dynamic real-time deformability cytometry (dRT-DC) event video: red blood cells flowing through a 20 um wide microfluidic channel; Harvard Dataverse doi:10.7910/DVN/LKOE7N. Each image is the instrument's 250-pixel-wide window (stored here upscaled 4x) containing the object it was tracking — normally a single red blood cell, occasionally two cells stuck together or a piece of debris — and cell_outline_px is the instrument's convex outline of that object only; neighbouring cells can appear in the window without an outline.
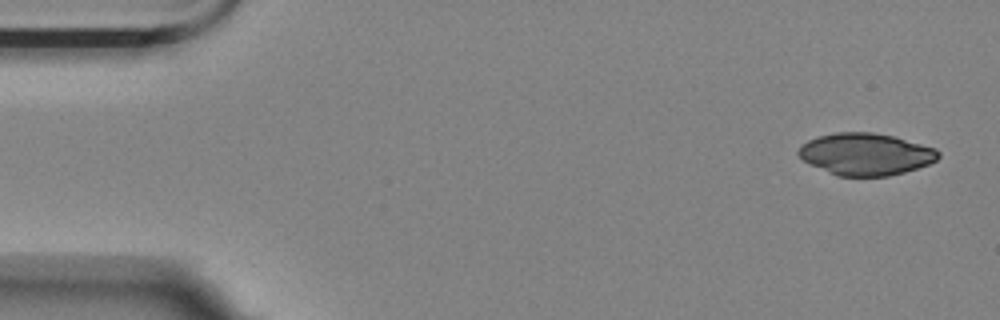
{"species": "Egyptian fruit bat (a non-hibernating species)", "species_latin": "Rousettus aegyptiacus", "temperature_condition": "room temperature", "stored_images_in_passage": 4, "camera_frame_rate_fps": 3000, "um_per_image_px": 0.085, "animal": {"sex": "female"}, "frame": {"image": 1, "passage_image": 1, "time_ms": 0.0, "image_size_px": [1000, 320], "cell_outline_px": [[940, 156], [936, 160], [928, 164], [904, 172], [888, 176], [836, 176], [804, 160], [796, 152], [808, 140], [816, 136], [836, 132], [872, 132], [892, 136], [936, 148], [940, 152]], "centroid_in_image_um": [73.59, 13.1], "position_along_channel_um": 11.4, "area_um2": 33.99}}